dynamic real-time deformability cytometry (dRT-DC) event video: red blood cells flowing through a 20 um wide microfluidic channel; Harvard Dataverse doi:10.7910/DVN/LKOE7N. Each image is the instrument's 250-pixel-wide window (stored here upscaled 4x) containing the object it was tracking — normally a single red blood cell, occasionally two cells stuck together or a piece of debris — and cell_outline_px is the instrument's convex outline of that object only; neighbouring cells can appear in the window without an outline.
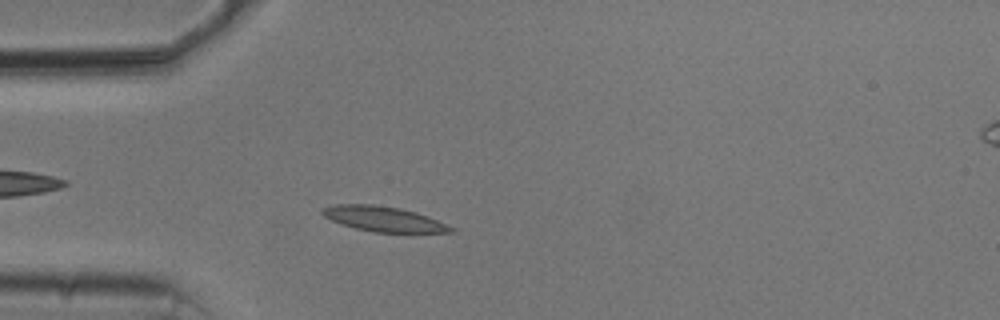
{"species": "common noctule bat (a hibernating species)", "species_latin": "Nyctalus noctula", "temperature_condition": "cold", "stored_images_in_passage": 41, "camera_frame_rate_fps": 3000, "um_per_image_px": 0.085, "animal": {"sex": "male", "body_mass_g": 20.5, "forearm_length_mm": 52.5}, "frame": {"image": 1, "passage_image": 2, "time_ms": 0.333, "image_size_px": [1000, 320], "cell_outline_px": [[456, 232], [412, 236], [372, 232], [340, 224], [324, 216], [320, 212], [320, 208], [336, 204], [372, 204], [400, 208], [416, 212], [456, 228]], "centroid_in_image_um": [32.72, 18.68], "position_along_channel_um": 52.3, "area_um2": 19.94}}
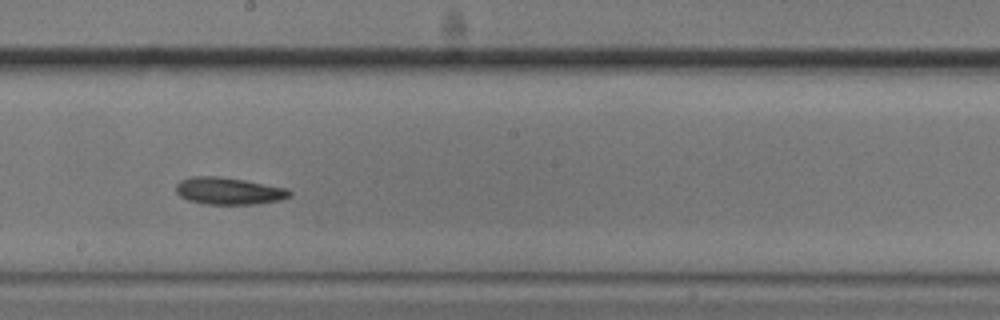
{"frame": {"image": 2, "passage_image": 17, "time_ms": 5.333, "image_size_px": [1000, 320], "cell_outline_px": [[292, 196], [280, 200], [252, 204], [204, 204], [188, 200], [180, 196], [176, 192], [176, 184], [180, 180], [192, 176], [216, 176], [244, 180], [288, 188], [292, 192]], "centroid_in_image_um": [19.44, 16.23], "position_along_channel_um": 228.8, "area_um2": 17.98}}
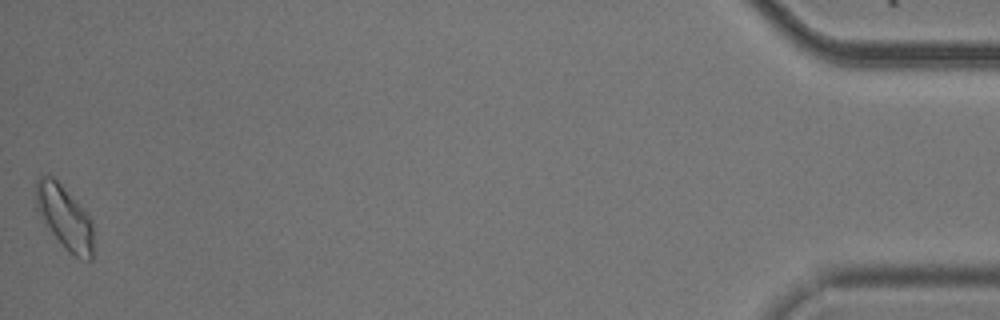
{"frame": {"image": 3, "passage_image": 41, "time_ms": 13.333, "image_size_px": [1000, 320], "cell_outline_px": [[92, 260], [88, 260], [76, 256], [68, 252], [52, 232], [36, 208], [36, 180], [40, 176], [52, 176], [60, 184], [92, 220]], "centroid_in_image_um": [5.49, 18.48], "position_along_channel_um": 429.7, "area_um2": 20.46}, "authors_computed_cell_mechanics": {"area_um2": 17.7446, "velocity_mm_per_s": 3.696, "shape_relaxation_time_tau1_ms": 3.9743, "shape_relaxation_time_tau2_ms": null, "deformation_change_tau1": 0.1217, "deformation_change_tau2": null}}